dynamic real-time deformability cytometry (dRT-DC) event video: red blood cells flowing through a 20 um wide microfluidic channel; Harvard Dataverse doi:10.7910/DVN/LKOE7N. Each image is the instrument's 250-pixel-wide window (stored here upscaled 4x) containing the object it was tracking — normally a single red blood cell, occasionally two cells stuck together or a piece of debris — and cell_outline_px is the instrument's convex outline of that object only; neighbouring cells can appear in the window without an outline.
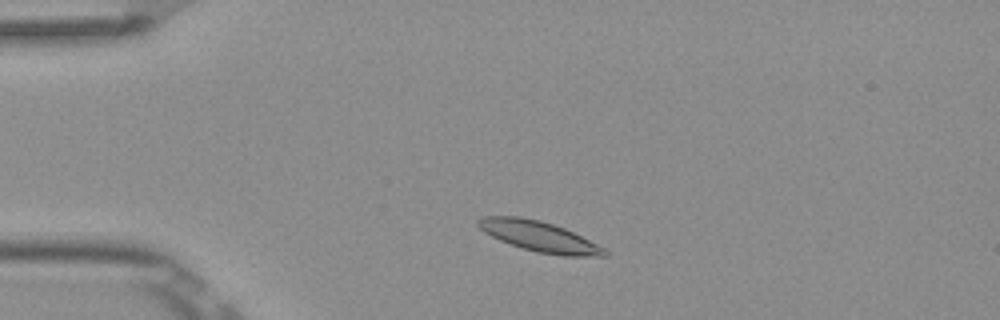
{"species": "Egyptian fruit bat (a non-hibernating species)", "species_latin": "Rousettus aegyptiacus", "temperature_condition": "room temperature", "stored_images_in_passage": 3, "camera_frame_rate_fps": 3000, "um_per_image_px": 0.085, "frame": {"image": 1, "passage_image": 2, "time_ms": 0.333, "image_size_px": [1000, 320], "cell_outline_px": [[608, 256], [560, 256], [536, 252], [500, 240], [484, 232], [476, 224], [476, 220], [484, 216], [520, 216], [540, 220], [564, 228], [604, 248], [608, 252]], "centroid_in_image_um": [45.81, 20.09], "position_along_channel_um": 39.2, "area_um2": 22.14}}